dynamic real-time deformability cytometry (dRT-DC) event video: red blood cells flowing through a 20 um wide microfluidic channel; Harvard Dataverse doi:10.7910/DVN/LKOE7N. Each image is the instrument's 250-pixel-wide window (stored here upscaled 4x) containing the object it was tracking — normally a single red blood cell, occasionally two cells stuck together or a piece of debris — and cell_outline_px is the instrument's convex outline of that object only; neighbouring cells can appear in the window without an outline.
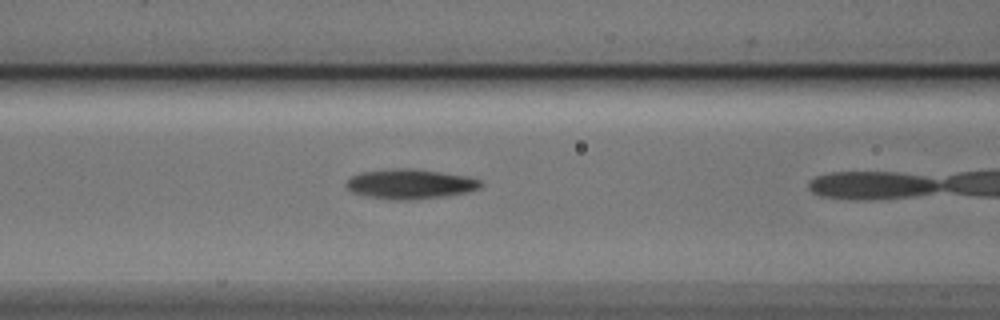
{"species": "Egyptian fruit bat (a non-hibernating species)", "species_latin": "Rousettus aegyptiacus", "temperature_condition": "cold", "stored_images_in_passage": 4, "camera_frame_rate_fps": 3000, "um_per_image_px": 0.085, "animal": {"sex": "male"}, "frame": {"image": 1, "passage_image": 3, "time_ms": 0.667, "image_size_px": [1000, 320], "cell_outline_px": [[484, 184], [480, 188], [468, 192], [448, 196], [412, 200], [392, 200], [364, 196], [352, 192], [344, 184], [352, 176], [360, 172], [392, 168], [412, 168], [468, 176], [484, 180]], "centroid_in_image_um": [34.9, 15.64], "position_along_channel_um": 131.7, "area_um2": 23.81}}